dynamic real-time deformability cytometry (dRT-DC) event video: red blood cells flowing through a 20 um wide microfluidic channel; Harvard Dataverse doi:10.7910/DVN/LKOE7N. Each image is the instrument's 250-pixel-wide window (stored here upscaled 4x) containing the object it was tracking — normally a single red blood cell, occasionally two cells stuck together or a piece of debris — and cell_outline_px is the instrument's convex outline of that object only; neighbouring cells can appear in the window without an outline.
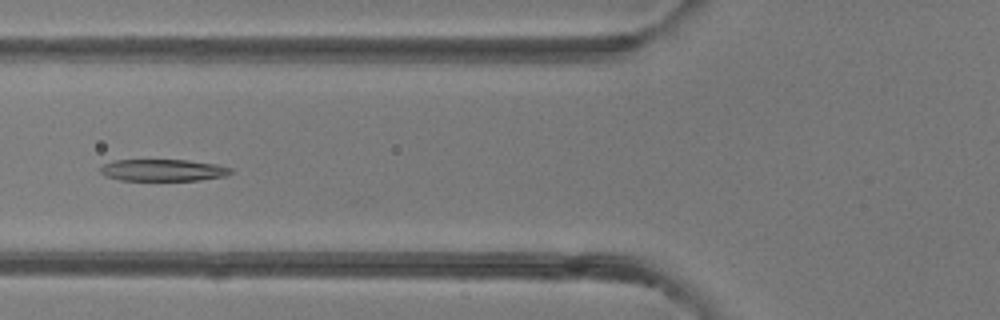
{"species": "common noctule bat (a hibernating species)", "species_latin": "Nyctalus noctula", "temperature_condition": "room temperature", "stored_images_in_passage": 10, "camera_frame_rate_fps": 3000, "um_per_image_px": 0.085, "animal": {"sex": "female"}, "frame": {"image": 1, "passage_image": 6, "time_ms": 1.667, "image_size_px": [1000, 320], "cell_outline_px": [[232, 172], [224, 176], [200, 180], [120, 180], [104, 176], [100, 172], [100, 168], [104, 164], [112, 160], [188, 160], [216, 164], [232, 168]], "centroid_in_image_um": [13.83, 14.46], "position_along_channel_um": 112.0, "area_um2": 16.59}}
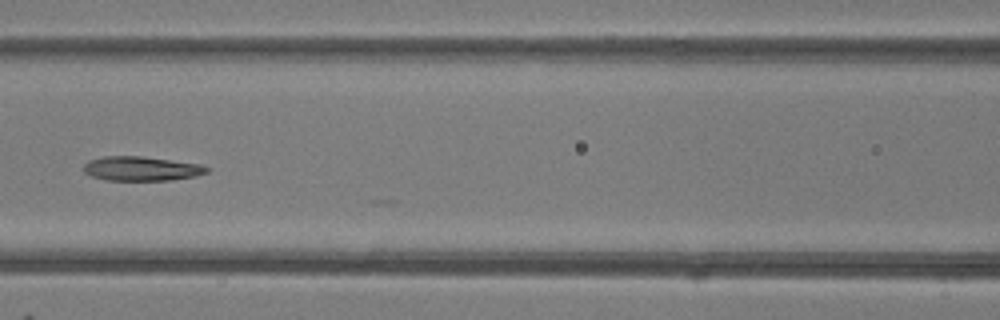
{"frame": {"image": 2, "passage_image": 9, "time_ms": 2.667, "image_size_px": [1000, 320], "cell_outline_px": [[208, 172], [196, 176], [168, 180], [104, 180], [92, 176], [84, 172], [84, 164], [88, 160], [104, 156], [140, 156], [200, 164], [208, 168]], "centroid_in_image_um": [11.98, 14.33], "position_along_channel_um": 154.6, "area_um2": 17.34}}